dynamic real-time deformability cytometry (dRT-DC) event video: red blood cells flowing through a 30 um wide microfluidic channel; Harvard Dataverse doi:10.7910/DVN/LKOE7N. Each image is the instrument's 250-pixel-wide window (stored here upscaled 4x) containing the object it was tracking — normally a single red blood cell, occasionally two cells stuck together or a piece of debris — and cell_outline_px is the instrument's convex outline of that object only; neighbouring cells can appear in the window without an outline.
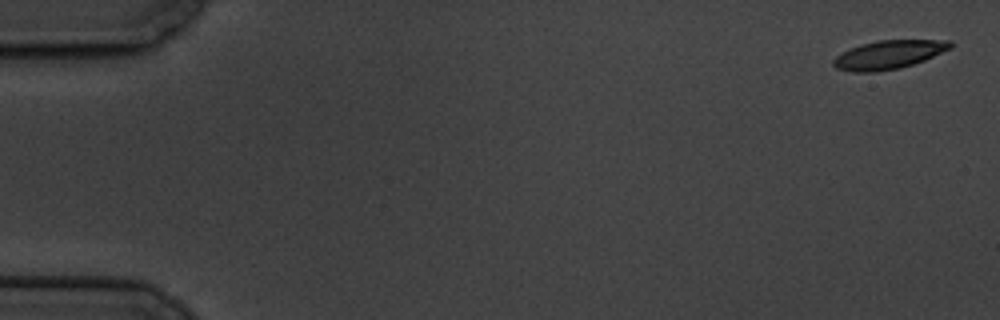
{"species": "common noctule bat (a hibernating species)", "species_latin": "Nyctalus noctula", "temperature_condition": "cold", "stored_images_in_passage": 5, "camera_frame_rate_fps": 3000, "um_per_image_px": 0.085, "animal": {"sex": "male", "body_mass_g": 19.5, "forearm_length_mm": 54.6}, "frame": {"image": 1, "passage_image": 1, "time_ms": 0.0, "image_size_px": [1000, 320], "cell_outline_px": [[952, 48], [924, 60], [900, 68], [872, 72], [852, 72], [836, 68], [832, 64], [832, 60], [836, 56], [860, 44], [880, 40], [952, 40]], "centroid_in_image_um": [75.54, 4.65], "position_along_channel_um": 9.5, "area_um2": 19.36}}
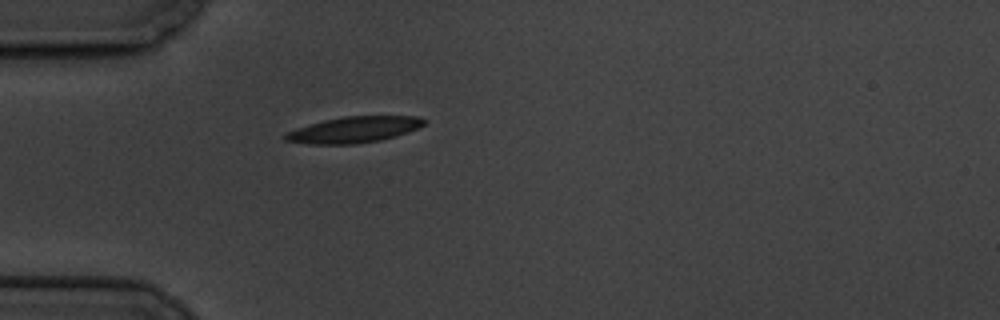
{"frame": {"image": 2, "passage_image": 5, "time_ms": 5.333, "image_size_px": [1000, 320], "cell_outline_px": [[428, 120], [424, 124], [408, 132], [396, 136], [380, 140], [356, 144], [308, 144], [284, 140], [284, 136], [288, 132], [296, 128], [308, 124], [324, 120], [344, 116], [416, 116]], "centroid_in_image_um": [30.08, 11.02], "position_along_channel_um": 54.9, "area_um2": 21.04}}